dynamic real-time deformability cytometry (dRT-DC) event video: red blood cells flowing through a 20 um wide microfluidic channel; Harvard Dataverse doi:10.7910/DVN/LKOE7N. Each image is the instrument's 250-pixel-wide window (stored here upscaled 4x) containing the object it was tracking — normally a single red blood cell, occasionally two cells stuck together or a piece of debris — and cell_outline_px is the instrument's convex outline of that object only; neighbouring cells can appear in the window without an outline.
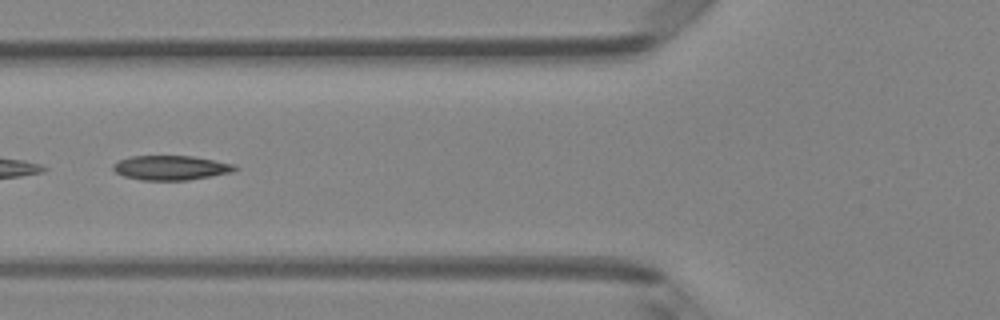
{"species": "Egyptian fruit bat (a non-hibernating species)", "species_latin": "Rousettus aegyptiacus", "temperature_condition": "room temperature", "stored_images_in_passage": 3, "camera_frame_rate_fps": 3000, "um_per_image_px": 0.085, "animal": {"sex": "female"}, "frame": {"image": 1, "passage_image": 2, "time_ms": 0.333, "image_size_px": [1000, 320], "cell_outline_px": [[240, 168], [232, 172], [188, 180], [140, 180], [124, 176], [116, 172], [112, 168], [112, 164], [120, 160], [132, 156], [192, 156], [236, 164]], "centroid_in_image_um": [14.55, 14.26], "position_along_channel_um": 111.3, "area_um2": 17.4}}
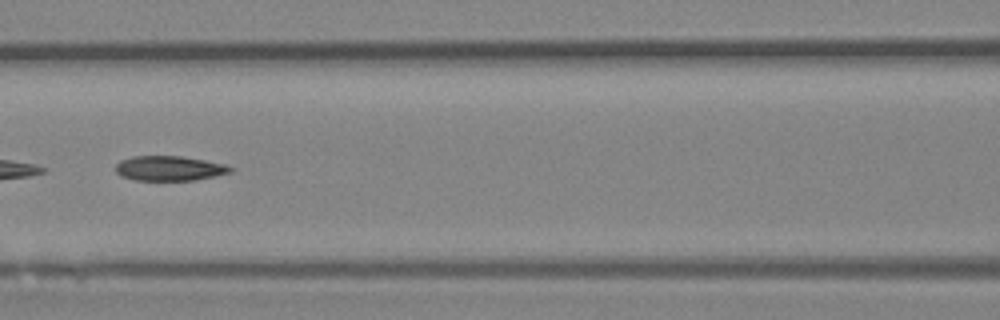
{"frame": {"image": 2, "passage_image": 3, "time_ms": 0.667, "image_size_px": [1000, 320], "cell_outline_px": [[236, 168], [232, 172], [216, 176], [196, 180], [136, 180], [120, 176], [116, 172], [116, 164], [120, 160], [132, 156], [180, 156], [204, 160], [224, 164]], "centroid_in_image_um": [14.41, 14.31], "position_along_channel_um": 152.2, "area_um2": 16.7}}